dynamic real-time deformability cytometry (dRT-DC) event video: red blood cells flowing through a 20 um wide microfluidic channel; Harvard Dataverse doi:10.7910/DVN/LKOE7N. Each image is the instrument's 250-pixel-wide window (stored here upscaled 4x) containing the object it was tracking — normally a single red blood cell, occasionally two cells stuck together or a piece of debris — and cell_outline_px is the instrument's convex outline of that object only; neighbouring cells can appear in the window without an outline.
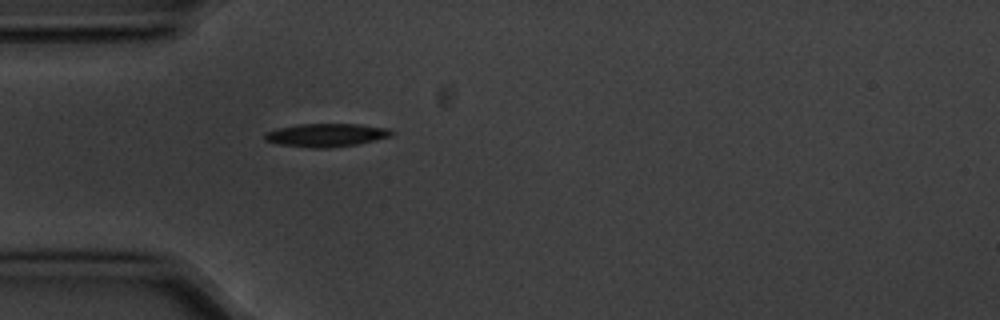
{"species": "common noctule bat (a hibernating species)", "species_latin": "Nyctalus noctula", "temperature_condition": "cold", "stored_images_in_passage": 1, "camera_frame_rate_fps": 3000, "um_per_image_px": 0.085, "animal": {"sex": "male", "body_mass_g": 20.1, "forearm_length_mm": 53.5}, "frame": {"image": 1, "passage_image": 1, "time_ms": 0.0, "image_size_px": [1000, 320], "cell_outline_px": [[396, 132], [392, 136], [376, 140], [356, 144], [332, 148], [312, 148], [276, 144], [264, 140], [264, 132], [296, 124], [360, 124], [388, 128]], "centroid_in_image_um": [27.74, 11.48], "position_along_channel_um": 57.3, "area_um2": 17.4}}